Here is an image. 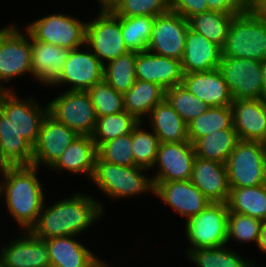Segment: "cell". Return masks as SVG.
Wrapping results in <instances>:
<instances>
[{
    "mask_svg": "<svg viewBox=\"0 0 266 267\" xmlns=\"http://www.w3.org/2000/svg\"><path fill=\"white\" fill-rule=\"evenodd\" d=\"M30 232L41 240L53 237L76 236L83 233L103 215L99 200L84 193L73 194L44 208Z\"/></svg>",
    "mask_w": 266,
    "mask_h": 267,
    "instance_id": "obj_1",
    "label": "cell"
},
{
    "mask_svg": "<svg viewBox=\"0 0 266 267\" xmlns=\"http://www.w3.org/2000/svg\"><path fill=\"white\" fill-rule=\"evenodd\" d=\"M37 169L33 165L10 166L1 173L0 198L5 196L7 210L24 231L35 225L45 203Z\"/></svg>",
    "mask_w": 266,
    "mask_h": 267,
    "instance_id": "obj_2",
    "label": "cell"
},
{
    "mask_svg": "<svg viewBox=\"0 0 266 267\" xmlns=\"http://www.w3.org/2000/svg\"><path fill=\"white\" fill-rule=\"evenodd\" d=\"M221 56L265 61L266 12L246 10L234 15Z\"/></svg>",
    "mask_w": 266,
    "mask_h": 267,
    "instance_id": "obj_3",
    "label": "cell"
},
{
    "mask_svg": "<svg viewBox=\"0 0 266 267\" xmlns=\"http://www.w3.org/2000/svg\"><path fill=\"white\" fill-rule=\"evenodd\" d=\"M147 169L138 166H121L103 161L98 155L91 181L95 182L103 194L111 199L133 197L148 191L155 186L152 178L143 174Z\"/></svg>",
    "mask_w": 266,
    "mask_h": 267,
    "instance_id": "obj_4",
    "label": "cell"
},
{
    "mask_svg": "<svg viewBox=\"0 0 266 267\" xmlns=\"http://www.w3.org/2000/svg\"><path fill=\"white\" fill-rule=\"evenodd\" d=\"M226 167L230 188L266 184V147L262 142L239 140Z\"/></svg>",
    "mask_w": 266,
    "mask_h": 267,
    "instance_id": "obj_5",
    "label": "cell"
},
{
    "mask_svg": "<svg viewBox=\"0 0 266 267\" xmlns=\"http://www.w3.org/2000/svg\"><path fill=\"white\" fill-rule=\"evenodd\" d=\"M87 22L69 16L51 14L26 26V31L35 41L53 44L69 50L86 46Z\"/></svg>",
    "mask_w": 266,
    "mask_h": 267,
    "instance_id": "obj_6",
    "label": "cell"
},
{
    "mask_svg": "<svg viewBox=\"0 0 266 267\" xmlns=\"http://www.w3.org/2000/svg\"><path fill=\"white\" fill-rule=\"evenodd\" d=\"M228 215L227 203L211 202L203 211L186 220V235L191 245L186 254L194 249L225 246Z\"/></svg>",
    "mask_w": 266,
    "mask_h": 267,
    "instance_id": "obj_7",
    "label": "cell"
},
{
    "mask_svg": "<svg viewBox=\"0 0 266 267\" xmlns=\"http://www.w3.org/2000/svg\"><path fill=\"white\" fill-rule=\"evenodd\" d=\"M93 19L87 22L86 47L103 65L129 52L122 36L120 16L112 10H99Z\"/></svg>",
    "mask_w": 266,
    "mask_h": 267,
    "instance_id": "obj_8",
    "label": "cell"
},
{
    "mask_svg": "<svg viewBox=\"0 0 266 267\" xmlns=\"http://www.w3.org/2000/svg\"><path fill=\"white\" fill-rule=\"evenodd\" d=\"M262 65L253 59L221 57L218 69L233 100L265 99Z\"/></svg>",
    "mask_w": 266,
    "mask_h": 267,
    "instance_id": "obj_9",
    "label": "cell"
},
{
    "mask_svg": "<svg viewBox=\"0 0 266 267\" xmlns=\"http://www.w3.org/2000/svg\"><path fill=\"white\" fill-rule=\"evenodd\" d=\"M24 31L27 36L15 24L0 30V91H8L2 83L27 73L31 75V37Z\"/></svg>",
    "mask_w": 266,
    "mask_h": 267,
    "instance_id": "obj_10",
    "label": "cell"
},
{
    "mask_svg": "<svg viewBox=\"0 0 266 267\" xmlns=\"http://www.w3.org/2000/svg\"><path fill=\"white\" fill-rule=\"evenodd\" d=\"M49 114L78 135L91 136L97 116L87 91L67 90L48 102Z\"/></svg>",
    "mask_w": 266,
    "mask_h": 267,
    "instance_id": "obj_11",
    "label": "cell"
},
{
    "mask_svg": "<svg viewBox=\"0 0 266 267\" xmlns=\"http://www.w3.org/2000/svg\"><path fill=\"white\" fill-rule=\"evenodd\" d=\"M45 106L42 108L32 97L20 99L15 95V90L0 91V110L32 146L36 144L43 120L49 113L48 103Z\"/></svg>",
    "mask_w": 266,
    "mask_h": 267,
    "instance_id": "obj_12",
    "label": "cell"
},
{
    "mask_svg": "<svg viewBox=\"0 0 266 267\" xmlns=\"http://www.w3.org/2000/svg\"><path fill=\"white\" fill-rule=\"evenodd\" d=\"M189 27L187 19L171 10L157 15L147 50L181 61Z\"/></svg>",
    "mask_w": 266,
    "mask_h": 267,
    "instance_id": "obj_13",
    "label": "cell"
},
{
    "mask_svg": "<svg viewBox=\"0 0 266 267\" xmlns=\"http://www.w3.org/2000/svg\"><path fill=\"white\" fill-rule=\"evenodd\" d=\"M195 158L194 146L189 140L160 143L153 166H158V173L152 176L153 182L190 180Z\"/></svg>",
    "mask_w": 266,
    "mask_h": 267,
    "instance_id": "obj_14",
    "label": "cell"
},
{
    "mask_svg": "<svg viewBox=\"0 0 266 267\" xmlns=\"http://www.w3.org/2000/svg\"><path fill=\"white\" fill-rule=\"evenodd\" d=\"M78 134L49 113L43 120L36 144L33 146L32 165L51 168Z\"/></svg>",
    "mask_w": 266,
    "mask_h": 267,
    "instance_id": "obj_15",
    "label": "cell"
},
{
    "mask_svg": "<svg viewBox=\"0 0 266 267\" xmlns=\"http://www.w3.org/2000/svg\"><path fill=\"white\" fill-rule=\"evenodd\" d=\"M81 49V50H80ZM104 65L89 49L69 51L63 69L54 86L68 83L70 91H88L92 85L103 78Z\"/></svg>",
    "mask_w": 266,
    "mask_h": 267,
    "instance_id": "obj_16",
    "label": "cell"
},
{
    "mask_svg": "<svg viewBox=\"0 0 266 267\" xmlns=\"http://www.w3.org/2000/svg\"><path fill=\"white\" fill-rule=\"evenodd\" d=\"M154 196L187 220L203 211L211 201L190 181L153 182Z\"/></svg>",
    "mask_w": 266,
    "mask_h": 267,
    "instance_id": "obj_17",
    "label": "cell"
},
{
    "mask_svg": "<svg viewBox=\"0 0 266 267\" xmlns=\"http://www.w3.org/2000/svg\"><path fill=\"white\" fill-rule=\"evenodd\" d=\"M0 267H51L47 245L25 231L23 238L13 239L0 249Z\"/></svg>",
    "mask_w": 266,
    "mask_h": 267,
    "instance_id": "obj_18",
    "label": "cell"
},
{
    "mask_svg": "<svg viewBox=\"0 0 266 267\" xmlns=\"http://www.w3.org/2000/svg\"><path fill=\"white\" fill-rule=\"evenodd\" d=\"M181 61L157 55L148 50L136 52V79L160 85L165 90L181 85Z\"/></svg>",
    "mask_w": 266,
    "mask_h": 267,
    "instance_id": "obj_19",
    "label": "cell"
},
{
    "mask_svg": "<svg viewBox=\"0 0 266 267\" xmlns=\"http://www.w3.org/2000/svg\"><path fill=\"white\" fill-rule=\"evenodd\" d=\"M231 108L238 138L263 143L266 136V99L233 100Z\"/></svg>",
    "mask_w": 266,
    "mask_h": 267,
    "instance_id": "obj_20",
    "label": "cell"
},
{
    "mask_svg": "<svg viewBox=\"0 0 266 267\" xmlns=\"http://www.w3.org/2000/svg\"><path fill=\"white\" fill-rule=\"evenodd\" d=\"M190 181L212 203L227 202L230 185L226 164L196 156Z\"/></svg>",
    "mask_w": 266,
    "mask_h": 267,
    "instance_id": "obj_21",
    "label": "cell"
},
{
    "mask_svg": "<svg viewBox=\"0 0 266 267\" xmlns=\"http://www.w3.org/2000/svg\"><path fill=\"white\" fill-rule=\"evenodd\" d=\"M182 85L209 107L231 106L233 97L219 69L184 73Z\"/></svg>",
    "mask_w": 266,
    "mask_h": 267,
    "instance_id": "obj_22",
    "label": "cell"
},
{
    "mask_svg": "<svg viewBox=\"0 0 266 267\" xmlns=\"http://www.w3.org/2000/svg\"><path fill=\"white\" fill-rule=\"evenodd\" d=\"M69 51L31 38V76L43 85L53 86L61 74Z\"/></svg>",
    "mask_w": 266,
    "mask_h": 267,
    "instance_id": "obj_23",
    "label": "cell"
},
{
    "mask_svg": "<svg viewBox=\"0 0 266 267\" xmlns=\"http://www.w3.org/2000/svg\"><path fill=\"white\" fill-rule=\"evenodd\" d=\"M221 48L190 27L186 35L185 50L181 60L183 73L217 69L221 60Z\"/></svg>",
    "mask_w": 266,
    "mask_h": 267,
    "instance_id": "obj_24",
    "label": "cell"
},
{
    "mask_svg": "<svg viewBox=\"0 0 266 267\" xmlns=\"http://www.w3.org/2000/svg\"><path fill=\"white\" fill-rule=\"evenodd\" d=\"M96 156L97 148L92 137L89 135H78L50 169L58 172L60 170H67L72 172V174L82 173L91 179Z\"/></svg>",
    "mask_w": 266,
    "mask_h": 267,
    "instance_id": "obj_25",
    "label": "cell"
},
{
    "mask_svg": "<svg viewBox=\"0 0 266 267\" xmlns=\"http://www.w3.org/2000/svg\"><path fill=\"white\" fill-rule=\"evenodd\" d=\"M74 237L76 238L63 236L44 240L51 267H91L97 256Z\"/></svg>",
    "mask_w": 266,
    "mask_h": 267,
    "instance_id": "obj_26",
    "label": "cell"
},
{
    "mask_svg": "<svg viewBox=\"0 0 266 267\" xmlns=\"http://www.w3.org/2000/svg\"><path fill=\"white\" fill-rule=\"evenodd\" d=\"M151 130L160 143L188 141V127L166 99L158 103L148 116Z\"/></svg>",
    "mask_w": 266,
    "mask_h": 267,
    "instance_id": "obj_27",
    "label": "cell"
},
{
    "mask_svg": "<svg viewBox=\"0 0 266 267\" xmlns=\"http://www.w3.org/2000/svg\"><path fill=\"white\" fill-rule=\"evenodd\" d=\"M0 148L10 166H29L33 163V146L12 126L0 110Z\"/></svg>",
    "mask_w": 266,
    "mask_h": 267,
    "instance_id": "obj_28",
    "label": "cell"
},
{
    "mask_svg": "<svg viewBox=\"0 0 266 267\" xmlns=\"http://www.w3.org/2000/svg\"><path fill=\"white\" fill-rule=\"evenodd\" d=\"M165 91L158 84L137 79L123 95L125 111L142 122L144 115L148 117L152 109L165 99Z\"/></svg>",
    "mask_w": 266,
    "mask_h": 267,
    "instance_id": "obj_29",
    "label": "cell"
},
{
    "mask_svg": "<svg viewBox=\"0 0 266 267\" xmlns=\"http://www.w3.org/2000/svg\"><path fill=\"white\" fill-rule=\"evenodd\" d=\"M226 203L229 212L245 214L266 222V184L230 188Z\"/></svg>",
    "mask_w": 266,
    "mask_h": 267,
    "instance_id": "obj_30",
    "label": "cell"
},
{
    "mask_svg": "<svg viewBox=\"0 0 266 267\" xmlns=\"http://www.w3.org/2000/svg\"><path fill=\"white\" fill-rule=\"evenodd\" d=\"M239 140L235 129H224L201 137L193 146L197 157L226 164Z\"/></svg>",
    "mask_w": 266,
    "mask_h": 267,
    "instance_id": "obj_31",
    "label": "cell"
},
{
    "mask_svg": "<svg viewBox=\"0 0 266 267\" xmlns=\"http://www.w3.org/2000/svg\"><path fill=\"white\" fill-rule=\"evenodd\" d=\"M188 138L196 140L217 130L234 129L231 106L209 107V109L187 124Z\"/></svg>",
    "mask_w": 266,
    "mask_h": 267,
    "instance_id": "obj_32",
    "label": "cell"
},
{
    "mask_svg": "<svg viewBox=\"0 0 266 267\" xmlns=\"http://www.w3.org/2000/svg\"><path fill=\"white\" fill-rule=\"evenodd\" d=\"M233 16L232 14L210 10L190 17L188 22L192 30L200 33L207 40L222 48Z\"/></svg>",
    "mask_w": 266,
    "mask_h": 267,
    "instance_id": "obj_33",
    "label": "cell"
},
{
    "mask_svg": "<svg viewBox=\"0 0 266 267\" xmlns=\"http://www.w3.org/2000/svg\"><path fill=\"white\" fill-rule=\"evenodd\" d=\"M187 255L197 267H258L238 252L228 247L226 249V245L225 247L194 249Z\"/></svg>",
    "mask_w": 266,
    "mask_h": 267,
    "instance_id": "obj_34",
    "label": "cell"
},
{
    "mask_svg": "<svg viewBox=\"0 0 266 267\" xmlns=\"http://www.w3.org/2000/svg\"><path fill=\"white\" fill-rule=\"evenodd\" d=\"M103 78L115 91L124 95L137 80L136 52L129 51L115 60L105 63Z\"/></svg>",
    "mask_w": 266,
    "mask_h": 267,
    "instance_id": "obj_35",
    "label": "cell"
},
{
    "mask_svg": "<svg viewBox=\"0 0 266 267\" xmlns=\"http://www.w3.org/2000/svg\"><path fill=\"white\" fill-rule=\"evenodd\" d=\"M156 16H120L121 32L129 51L147 50Z\"/></svg>",
    "mask_w": 266,
    "mask_h": 267,
    "instance_id": "obj_36",
    "label": "cell"
},
{
    "mask_svg": "<svg viewBox=\"0 0 266 267\" xmlns=\"http://www.w3.org/2000/svg\"><path fill=\"white\" fill-rule=\"evenodd\" d=\"M138 123L139 121L128 111L97 117L91 137L98 148L104 142L132 133Z\"/></svg>",
    "mask_w": 266,
    "mask_h": 267,
    "instance_id": "obj_37",
    "label": "cell"
},
{
    "mask_svg": "<svg viewBox=\"0 0 266 267\" xmlns=\"http://www.w3.org/2000/svg\"><path fill=\"white\" fill-rule=\"evenodd\" d=\"M165 99L186 124L209 109L206 103L189 92L182 84L167 89Z\"/></svg>",
    "mask_w": 266,
    "mask_h": 267,
    "instance_id": "obj_38",
    "label": "cell"
},
{
    "mask_svg": "<svg viewBox=\"0 0 266 267\" xmlns=\"http://www.w3.org/2000/svg\"><path fill=\"white\" fill-rule=\"evenodd\" d=\"M143 125L144 122L140 121L132 130L134 166L152 169L160 142L157 135L143 129Z\"/></svg>",
    "mask_w": 266,
    "mask_h": 267,
    "instance_id": "obj_39",
    "label": "cell"
},
{
    "mask_svg": "<svg viewBox=\"0 0 266 267\" xmlns=\"http://www.w3.org/2000/svg\"><path fill=\"white\" fill-rule=\"evenodd\" d=\"M87 92L97 117L125 111L123 94L115 91L104 78L95 82Z\"/></svg>",
    "mask_w": 266,
    "mask_h": 267,
    "instance_id": "obj_40",
    "label": "cell"
},
{
    "mask_svg": "<svg viewBox=\"0 0 266 267\" xmlns=\"http://www.w3.org/2000/svg\"><path fill=\"white\" fill-rule=\"evenodd\" d=\"M263 221L252 218L245 214H238L229 212L227 225V243L235 239V241L243 244L255 242L256 245L259 240L260 228Z\"/></svg>",
    "mask_w": 266,
    "mask_h": 267,
    "instance_id": "obj_41",
    "label": "cell"
},
{
    "mask_svg": "<svg viewBox=\"0 0 266 267\" xmlns=\"http://www.w3.org/2000/svg\"><path fill=\"white\" fill-rule=\"evenodd\" d=\"M97 155L103 161L109 163L121 166H134L132 133L102 143L97 148Z\"/></svg>",
    "mask_w": 266,
    "mask_h": 267,
    "instance_id": "obj_42",
    "label": "cell"
},
{
    "mask_svg": "<svg viewBox=\"0 0 266 267\" xmlns=\"http://www.w3.org/2000/svg\"><path fill=\"white\" fill-rule=\"evenodd\" d=\"M112 11L117 16H157L170 11V0H122Z\"/></svg>",
    "mask_w": 266,
    "mask_h": 267,
    "instance_id": "obj_43",
    "label": "cell"
},
{
    "mask_svg": "<svg viewBox=\"0 0 266 267\" xmlns=\"http://www.w3.org/2000/svg\"><path fill=\"white\" fill-rule=\"evenodd\" d=\"M170 10L185 19L210 11L207 0H170Z\"/></svg>",
    "mask_w": 266,
    "mask_h": 267,
    "instance_id": "obj_44",
    "label": "cell"
},
{
    "mask_svg": "<svg viewBox=\"0 0 266 267\" xmlns=\"http://www.w3.org/2000/svg\"><path fill=\"white\" fill-rule=\"evenodd\" d=\"M207 4L209 10L225 14L237 15L248 10L241 0H207Z\"/></svg>",
    "mask_w": 266,
    "mask_h": 267,
    "instance_id": "obj_45",
    "label": "cell"
},
{
    "mask_svg": "<svg viewBox=\"0 0 266 267\" xmlns=\"http://www.w3.org/2000/svg\"><path fill=\"white\" fill-rule=\"evenodd\" d=\"M257 246L261 251L266 253V222H263L261 225Z\"/></svg>",
    "mask_w": 266,
    "mask_h": 267,
    "instance_id": "obj_46",
    "label": "cell"
},
{
    "mask_svg": "<svg viewBox=\"0 0 266 267\" xmlns=\"http://www.w3.org/2000/svg\"><path fill=\"white\" fill-rule=\"evenodd\" d=\"M122 0H98L100 10H113Z\"/></svg>",
    "mask_w": 266,
    "mask_h": 267,
    "instance_id": "obj_47",
    "label": "cell"
},
{
    "mask_svg": "<svg viewBox=\"0 0 266 267\" xmlns=\"http://www.w3.org/2000/svg\"><path fill=\"white\" fill-rule=\"evenodd\" d=\"M251 11H258V0H241Z\"/></svg>",
    "mask_w": 266,
    "mask_h": 267,
    "instance_id": "obj_48",
    "label": "cell"
},
{
    "mask_svg": "<svg viewBox=\"0 0 266 267\" xmlns=\"http://www.w3.org/2000/svg\"><path fill=\"white\" fill-rule=\"evenodd\" d=\"M8 167H10V165L4 160L2 156V151L0 148V173H2Z\"/></svg>",
    "mask_w": 266,
    "mask_h": 267,
    "instance_id": "obj_49",
    "label": "cell"
},
{
    "mask_svg": "<svg viewBox=\"0 0 266 267\" xmlns=\"http://www.w3.org/2000/svg\"><path fill=\"white\" fill-rule=\"evenodd\" d=\"M91 267H109V266L106 264V262L97 257L95 261L92 263Z\"/></svg>",
    "mask_w": 266,
    "mask_h": 267,
    "instance_id": "obj_50",
    "label": "cell"
},
{
    "mask_svg": "<svg viewBox=\"0 0 266 267\" xmlns=\"http://www.w3.org/2000/svg\"><path fill=\"white\" fill-rule=\"evenodd\" d=\"M262 72H263L264 93H265V99H266V60L263 61Z\"/></svg>",
    "mask_w": 266,
    "mask_h": 267,
    "instance_id": "obj_51",
    "label": "cell"
},
{
    "mask_svg": "<svg viewBox=\"0 0 266 267\" xmlns=\"http://www.w3.org/2000/svg\"><path fill=\"white\" fill-rule=\"evenodd\" d=\"M258 12H266V0H258Z\"/></svg>",
    "mask_w": 266,
    "mask_h": 267,
    "instance_id": "obj_52",
    "label": "cell"
},
{
    "mask_svg": "<svg viewBox=\"0 0 266 267\" xmlns=\"http://www.w3.org/2000/svg\"><path fill=\"white\" fill-rule=\"evenodd\" d=\"M263 144L266 147V136H265V140H264Z\"/></svg>",
    "mask_w": 266,
    "mask_h": 267,
    "instance_id": "obj_53",
    "label": "cell"
}]
</instances>
